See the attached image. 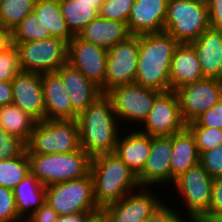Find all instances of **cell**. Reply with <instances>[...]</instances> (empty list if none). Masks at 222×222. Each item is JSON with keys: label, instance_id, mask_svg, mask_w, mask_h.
Returning <instances> with one entry per match:
<instances>
[{"label": "cell", "instance_id": "obj_4", "mask_svg": "<svg viewBox=\"0 0 222 222\" xmlns=\"http://www.w3.org/2000/svg\"><path fill=\"white\" fill-rule=\"evenodd\" d=\"M30 172L44 185L83 178L90 174L92 158L81 148L64 154H27Z\"/></svg>", "mask_w": 222, "mask_h": 222}, {"label": "cell", "instance_id": "obj_12", "mask_svg": "<svg viewBox=\"0 0 222 222\" xmlns=\"http://www.w3.org/2000/svg\"><path fill=\"white\" fill-rule=\"evenodd\" d=\"M176 93L182 119L188 125L222 98V80L203 78L178 88Z\"/></svg>", "mask_w": 222, "mask_h": 222}, {"label": "cell", "instance_id": "obj_14", "mask_svg": "<svg viewBox=\"0 0 222 222\" xmlns=\"http://www.w3.org/2000/svg\"><path fill=\"white\" fill-rule=\"evenodd\" d=\"M148 189L140 187L136 193L132 191L118 202L109 204L101 210L100 217L104 222H145L162 203L161 197L151 194Z\"/></svg>", "mask_w": 222, "mask_h": 222}, {"label": "cell", "instance_id": "obj_36", "mask_svg": "<svg viewBox=\"0 0 222 222\" xmlns=\"http://www.w3.org/2000/svg\"><path fill=\"white\" fill-rule=\"evenodd\" d=\"M27 150L26 143L20 138L8 134L0 126V160L21 156Z\"/></svg>", "mask_w": 222, "mask_h": 222}, {"label": "cell", "instance_id": "obj_17", "mask_svg": "<svg viewBox=\"0 0 222 222\" xmlns=\"http://www.w3.org/2000/svg\"><path fill=\"white\" fill-rule=\"evenodd\" d=\"M172 136H151V148L142 172L137 176L141 187L170 183Z\"/></svg>", "mask_w": 222, "mask_h": 222}, {"label": "cell", "instance_id": "obj_23", "mask_svg": "<svg viewBox=\"0 0 222 222\" xmlns=\"http://www.w3.org/2000/svg\"><path fill=\"white\" fill-rule=\"evenodd\" d=\"M150 148L151 136L132 129L125 136L119 135L114 154L138 176L146 164Z\"/></svg>", "mask_w": 222, "mask_h": 222}, {"label": "cell", "instance_id": "obj_34", "mask_svg": "<svg viewBox=\"0 0 222 222\" xmlns=\"http://www.w3.org/2000/svg\"><path fill=\"white\" fill-rule=\"evenodd\" d=\"M194 136L199 153L222 146V129L187 128Z\"/></svg>", "mask_w": 222, "mask_h": 222}, {"label": "cell", "instance_id": "obj_19", "mask_svg": "<svg viewBox=\"0 0 222 222\" xmlns=\"http://www.w3.org/2000/svg\"><path fill=\"white\" fill-rule=\"evenodd\" d=\"M56 73L61 77L67 93L70 95L72 110L78 116L102 95L98 86L68 62L61 65Z\"/></svg>", "mask_w": 222, "mask_h": 222}, {"label": "cell", "instance_id": "obj_28", "mask_svg": "<svg viewBox=\"0 0 222 222\" xmlns=\"http://www.w3.org/2000/svg\"><path fill=\"white\" fill-rule=\"evenodd\" d=\"M37 121L16 105L0 107V126L8 133L28 143Z\"/></svg>", "mask_w": 222, "mask_h": 222}, {"label": "cell", "instance_id": "obj_30", "mask_svg": "<svg viewBox=\"0 0 222 222\" xmlns=\"http://www.w3.org/2000/svg\"><path fill=\"white\" fill-rule=\"evenodd\" d=\"M29 173L27 150L19 157L0 160V186L13 190Z\"/></svg>", "mask_w": 222, "mask_h": 222}, {"label": "cell", "instance_id": "obj_48", "mask_svg": "<svg viewBox=\"0 0 222 222\" xmlns=\"http://www.w3.org/2000/svg\"><path fill=\"white\" fill-rule=\"evenodd\" d=\"M79 3L94 4V8L99 12L100 6L104 0H76Z\"/></svg>", "mask_w": 222, "mask_h": 222}, {"label": "cell", "instance_id": "obj_26", "mask_svg": "<svg viewBox=\"0 0 222 222\" xmlns=\"http://www.w3.org/2000/svg\"><path fill=\"white\" fill-rule=\"evenodd\" d=\"M18 215L26 221L38 210L46 198L44 186L31 172L13 189Z\"/></svg>", "mask_w": 222, "mask_h": 222}, {"label": "cell", "instance_id": "obj_22", "mask_svg": "<svg viewBox=\"0 0 222 222\" xmlns=\"http://www.w3.org/2000/svg\"><path fill=\"white\" fill-rule=\"evenodd\" d=\"M197 52L190 43H180L171 59V90L203 79Z\"/></svg>", "mask_w": 222, "mask_h": 222}, {"label": "cell", "instance_id": "obj_27", "mask_svg": "<svg viewBox=\"0 0 222 222\" xmlns=\"http://www.w3.org/2000/svg\"><path fill=\"white\" fill-rule=\"evenodd\" d=\"M33 11L51 37L62 39L67 43L74 37L62 15L59 0H38L34 4Z\"/></svg>", "mask_w": 222, "mask_h": 222}, {"label": "cell", "instance_id": "obj_29", "mask_svg": "<svg viewBox=\"0 0 222 222\" xmlns=\"http://www.w3.org/2000/svg\"><path fill=\"white\" fill-rule=\"evenodd\" d=\"M62 15L73 35H78L99 12L94 4L79 3L76 0H59Z\"/></svg>", "mask_w": 222, "mask_h": 222}, {"label": "cell", "instance_id": "obj_47", "mask_svg": "<svg viewBox=\"0 0 222 222\" xmlns=\"http://www.w3.org/2000/svg\"><path fill=\"white\" fill-rule=\"evenodd\" d=\"M198 222H222V213H206Z\"/></svg>", "mask_w": 222, "mask_h": 222}, {"label": "cell", "instance_id": "obj_16", "mask_svg": "<svg viewBox=\"0 0 222 222\" xmlns=\"http://www.w3.org/2000/svg\"><path fill=\"white\" fill-rule=\"evenodd\" d=\"M11 83L12 103L37 122L45 120V100L41 74L21 71Z\"/></svg>", "mask_w": 222, "mask_h": 222}, {"label": "cell", "instance_id": "obj_38", "mask_svg": "<svg viewBox=\"0 0 222 222\" xmlns=\"http://www.w3.org/2000/svg\"><path fill=\"white\" fill-rule=\"evenodd\" d=\"M199 164L212 177H222V146L200 153Z\"/></svg>", "mask_w": 222, "mask_h": 222}, {"label": "cell", "instance_id": "obj_13", "mask_svg": "<svg viewBox=\"0 0 222 222\" xmlns=\"http://www.w3.org/2000/svg\"><path fill=\"white\" fill-rule=\"evenodd\" d=\"M138 131L150 136H172L186 128L176 91L161 92Z\"/></svg>", "mask_w": 222, "mask_h": 222}, {"label": "cell", "instance_id": "obj_50", "mask_svg": "<svg viewBox=\"0 0 222 222\" xmlns=\"http://www.w3.org/2000/svg\"><path fill=\"white\" fill-rule=\"evenodd\" d=\"M34 4L38 1V0H31Z\"/></svg>", "mask_w": 222, "mask_h": 222}, {"label": "cell", "instance_id": "obj_24", "mask_svg": "<svg viewBox=\"0 0 222 222\" xmlns=\"http://www.w3.org/2000/svg\"><path fill=\"white\" fill-rule=\"evenodd\" d=\"M78 36L89 43L109 49L118 42L127 40L131 33L125 22L103 19L99 15Z\"/></svg>", "mask_w": 222, "mask_h": 222}, {"label": "cell", "instance_id": "obj_9", "mask_svg": "<svg viewBox=\"0 0 222 222\" xmlns=\"http://www.w3.org/2000/svg\"><path fill=\"white\" fill-rule=\"evenodd\" d=\"M213 179L198 164L179 175L172 183L186 204L189 222H198L209 210Z\"/></svg>", "mask_w": 222, "mask_h": 222}, {"label": "cell", "instance_id": "obj_31", "mask_svg": "<svg viewBox=\"0 0 222 222\" xmlns=\"http://www.w3.org/2000/svg\"><path fill=\"white\" fill-rule=\"evenodd\" d=\"M33 9L31 0H4L0 4V24L12 31Z\"/></svg>", "mask_w": 222, "mask_h": 222}, {"label": "cell", "instance_id": "obj_40", "mask_svg": "<svg viewBox=\"0 0 222 222\" xmlns=\"http://www.w3.org/2000/svg\"><path fill=\"white\" fill-rule=\"evenodd\" d=\"M174 209L162 202L145 222H189L188 219L181 217V213L175 212Z\"/></svg>", "mask_w": 222, "mask_h": 222}, {"label": "cell", "instance_id": "obj_20", "mask_svg": "<svg viewBox=\"0 0 222 222\" xmlns=\"http://www.w3.org/2000/svg\"><path fill=\"white\" fill-rule=\"evenodd\" d=\"M41 82L45 100V119L77 120L72 110L70 95L61 77L56 72L42 73Z\"/></svg>", "mask_w": 222, "mask_h": 222}, {"label": "cell", "instance_id": "obj_6", "mask_svg": "<svg viewBox=\"0 0 222 222\" xmlns=\"http://www.w3.org/2000/svg\"><path fill=\"white\" fill-rule=\"evenodd\" d=\"M27 154H64L80 147L77 120H48L37 122L26 144Z\"/></svg>", "mask_w": 222, "mask_h": 222}, {"label": "cell", "instance_id": "obj_49", "mask_svg": "<svg viewBox=\"0 0 222 222\" xmlns=\"http://www.w3.org/2000/svg\"><path fill=\"white\" fill-rule=\"evenodd\" d=\"M94 222H104V221L101 217H98V218H96V220Z\"/></svg>", "mask_w": 222, "mask_h": 222}, {"label": "cell", "instance_id": "obj_11", "mask_svg": "<svg viewBox=\"0 0 222 222\" xmlns=\"http://www.w3.org/2000/svg\"><path fill=\"white\" fill-rule=\"evenodd\" d=\"M139 35H131L108 49L105 94L120 85L135 83L138 68Z\"/></svg>", "mask_w": 222, "mask_h": 222}, {"label": "cell", "instance_id": "obj_25", "mask_svg": "<svg viewBox=\"0 0 222 222\" xmlns=\"http://www.w3.org/2000/svg\"><path fill=\"white\" fill-rule=\"evenodd\" d=\"M200 153L194 136L185 128L172 135V159L170 164V182L189 168L198 165Z\"/></svg>", "mask_w": 222, "mask_h": 222}, {"label": "cell", "instance_id": "obj_18", "mask_svg": "<svg viewBox=\"0 0 222 222\" xmlns=\"http://www.w3.org/2000/svg\"><path fill=\"white\" fill-rule=\"evenodd\" d=\"M168 0H135L128 17L131 35L164 32Z\"/></svg>", "mask_w": 222, "mask_h": 222}, {"label": "cell", "instance_id": "obj_46", "mask_svg": "<svg viewBox=\"0 0 222 222\" xmlns=\"http://www.w3.org/2000/svg\"><path fill=\"white\" fill-rule=\"evenodd\" d=\"M12 45L11 30L0 24V52L7 50Z\"/></svg>", "mask_w": 222, "mask_h": 222}, {"label": "cell", "instance_id": "obj_42", "mask_svg": "<svg viewBox=\"0 0 222 222\" xmlns=\"http://www.w3.org/2000/svg\"><path fill=\"white\" fill-rule=\"evenodd\" d=\"M58 214L56 211L45 201V203L36 210L30 218L27 219L28 222H57Z\"/></svg>", "mask_w": 222, "mask_h": 222}, {"label": "cell", "instance_id": "obj_10", "mask_svg": "<svg viewBox=\"0 0 222 222\" xmlns=\"http://www.w3.org/2000/svg\"><path fill=\"white\" fill-rule=\"evenodd\" d=\"M160 93V91L143 87L137 83H131L116 86L109 90L106 95L112 102L119 122L125 120V122L130 121L131 124L140 122L141 124L138 123V125H142L154 104L155 98Z\"/></svg>", "mask_w": 222, "mask_h": 222}, {"label": "cell", "instance_id": "obj_7", "mask_svg": "<svg viewBox=\"0 0 222 222\" xmlns=\"http://www.w3.org/2000/svg\"><path fill=\"white\" fill-rule=\"evenodd\" d=\"M45 201L58 215L101 212L95 202L91 174L80 179L47 185Z\"/></svg>", "mask_w": 222, "mask_h": 222}, {"label": "cell", "instance_id": "obj_37", "mask_svg": "<svg viewBox=\"0 0 222 222\" xmlns=\"http://www.w3.org/2000/svg\"><path fill=\"white\" fill-rule=\"evenodd\" d=\"M24 221L17 213L13 190L0 186V222Z\"/></svg>", "mask_w": 222, "mask_h": 222}, {"label": "cell", "instance_id": "obj_21", "mask_svg": "<svg viewBox=\"0 0 222 222\" xmlns=\"http://www.w3.org/2000/svg\"><path fill=\"white\" fill-rule=\"evenodd\" d=\"M190 44L197 52L203 77L222 80V30L210 27Z\"/></svg>", "mask_w": 222, "mask_h": 222}, {"label": "cell", "instance_id": "obj_15", "mask_svg": "<svg viewBox=\"0 0 222 222\" xmlns=\"http://www.w3.org/2000/svg\"><path fill=\"white\" fill-rule=\"evenodd\" d=\"M108 50L81 39L78 35L68 42L67 62L105 94L106 60Z\"/></svg>", "mask_w": 222, "mask_h": 222}, {"label": "cell", "instance_id": "obj_3", "mask_svg": "<svg viewBox=\"0 0 222 222\" xmlns=\"http://www.w3.org/2000/svg\"><path fill=\"white\" fill-rule=\"evenodd\" d=\"M90 174L95 202L101 210L141 187L137 176L114 153L93 157Z\"/></svg>", "mask_w": 222, "mask_h": 222}, {"label": "cell", "instance_id": "obj_2", "mask_svg": "<svg viewBox=\"0 0 222 222\" xmlns=\"http://www.w3.org/2000/svg\"><path fill=\"white\" fill-rule=\"evenodd\" d=\"M179 42L166 32L139 35L135 83L160 92L171 90V59Z\"/></svg>", "mask_w": 222, "mask_h": 222}, {"label": "cell", "instance_id": "obj_41", "mask_svg": "<svg viewBox=\"0 0 222 222\" xmlns=\"http://www.w3.org/2000/svg\"><path fill=\"white\" fill-rule=\"evenodd\" d=\"M207 213H222V177L213 179L211 203Z\"/></svg>", "mask_w": 222, "mask_h": 222}, {"label": "cell", "instance_id": "obj_1", "mask_svg": "<svg viewBox=\"0 0 222 222\" xmlns=\"http://www.w3.org/2000/svg\"><path fill=\"white\" fill-rule=\"evenodd\" d=\"M77 122L80 147L91 158L115 152L119 134L122 133H119L120 122L106 94H102L82 112Z\"/></svg>", "mask_w": 222, "mask_h": 222}, {"label": "cell", "instance_id": "obj_32", "mask_svg": "<svg viewBox=\"0 0 222 222\" xmlns=\"http://www.w3.org/2000/svg\"><path fill=\"white\" fill-rule=\"evenodd\" d=\"M12 42H29L51 37L49 31H45L43 24L37 18L34 11L30 12L11 31Z\"/></svg>", "mask_w": 222, "mask_h": 222}, {"label": "cell", "instance_id": "obj_35", "mask_svg": "<svg viewBox=\"0 0 222 222\" xmlns=\"http://www.w3.org/2000/svg\"><path fill=\"white\" fill-rule=\"evenodd\" d=\"M21 71L19 54L14 45L0 52V81L11 82Z\"/></svg>", "mask_w": 222, "mask_h": 222}, {"label": "cell", "instance_id": "obj_44", "mask_svg": "<svg viewBox=\"0 0 222 222\" xmlns=\"http://www.w3.org/2000/svg\"><path fill=\"white\" fill-rule=\"evenodd\" d=\"M101 212H82L70 215H59L57 222H94Z\"/></svg>", "mask_w": 222, "mask_h": 222}, {"label": "cell", "instance_id": "obj_43", "mask_svg": "<svg viewBox=\"0 0 222 222\" xmlns=\"http://www.w3.org/2000/svg\"><path fill=\"white\" fill-rule=\"evenodd\" d=\"M211 28L222 30V0H206Z\"/></svg>", "mask_w": 222, "mask_h": 222}, {"label": "cell", "instance_id": "obj_45", "mask_svg": "<svg viewBox=\"0 0 222 222\" xmlns=\"http://www.w3.org/2000/svg\"><path fill=\"white\" fill-rule=\"evenodd\" d=\"M12 100V83L8 81H0V107L12 104Z\"/></svg>", "mask_w": 222, "mask_h": 222}, {"label": "cell", "instance_id": "obj_33", "mask_svg": "<svg viewBox=\"0 0 222 222\" xmlns=\"http://www.w3.org/2000/svg\"><path fill=\"white\" fill-rule=\"evenodd\" d=\"M135 0H104L99 16L103 19L128 22V17Z\"/></svg>", "mask_w": 222, "mask_h": 222}, {"label": "cell", "instance_id": "obj_5", "mask_svg": "<svg viewBox=\"0 0 222 222\" xmlns=\"http://www.w3.org/2000/svg\"><path fill=\"white\" fill-rule=\"evenodd\" d=\"M206 0H168L164 32L179 43H191L210 28Z\"/></svg>", "mask_w": 222, "mask_h": 222}, {"label": "cell", "instance_id": "obj_39", "mask_svg": "<svg viewBox=\"0 0 222 222\" xmlns=\"http://www.w3.org/2000/svg\"><path fill=\"white\" fill-rule=\"evenodd\" d=\"M186 128H218L222 129V98L210 110L201 114Z\"/></svg>", "mask_w": 222, "mask_h": 222}, {"label": "cell", "instance_id": "obj_8", "mask_svg": "<svg viewBox=\"0 0 222 222\" xmlns=\"http://www.w3.org/2000/svg\"><path fill=\"white\" fill-rule=\"evenodd\" d=\"M19 54L22 71L56 72L67 63L68 43L62 39L48 37L29 42H12Z\"/></svg>", "mask_w": 222, "mask_h": 222}]
</instances>
